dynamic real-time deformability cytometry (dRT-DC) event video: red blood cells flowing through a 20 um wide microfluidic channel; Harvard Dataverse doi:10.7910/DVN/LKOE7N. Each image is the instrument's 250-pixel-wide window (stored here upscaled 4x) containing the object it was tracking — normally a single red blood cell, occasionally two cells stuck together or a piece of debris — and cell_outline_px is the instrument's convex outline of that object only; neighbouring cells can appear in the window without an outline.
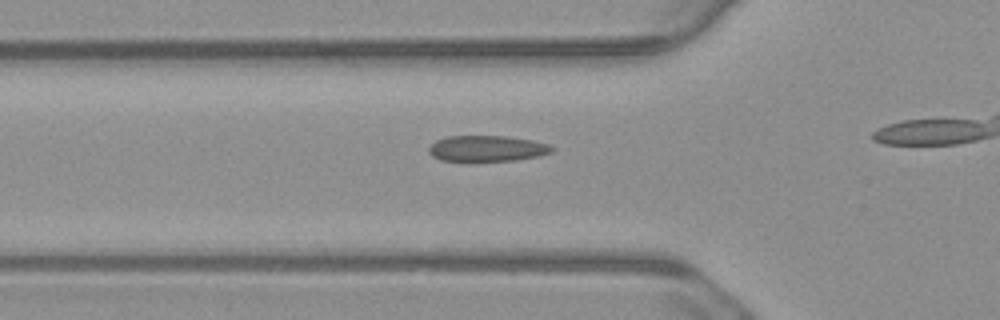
{"species": "common noctule bat (a hibernating species)", "species_latin": "Nyctalus noctula", "temperature_condition": "warm", "stored_images_in_passage": 13, "camera_frame_rate_fps": 3000, "um_per_image_px": 0.085, "animal": {"sex": "male", "body_mass_g": 23.1, "forearm_length_mm": 52.7}, "frame": {"image": 1, "passage_image": 8, "time_ms": 2.333, "image_size_px": [1000, 320], "cell_outline_px": [[556, 148], [552, 152], [540, 156], [516, 160], [440, 160], [432, 156], [428, 152], [428, 148], [436, 140], [448, 136], [504, 136], [532, 140], [548, 144]], "centroid_in_image_um": [41.42, 12.61], "position_along_channel_um": 84.4, "area_um2": 18.44}}
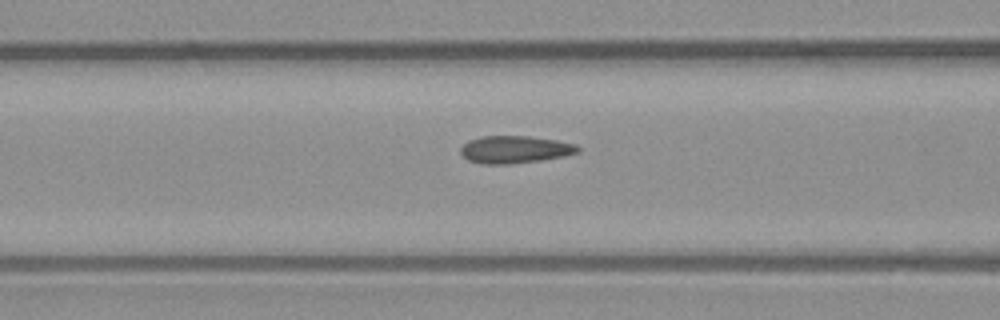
{"frame": {"image": 2, "passage_image": 11, "time_ms": 3.333, "image_size_px": [1000, 320], "cell_outline_px": [[580, 152], [564, 156], [540, 160], [512, 164], [480, 164], [468, 160], [460, 152], [460, 148], [468, 140], [480, 136], [528, 136], [556, 140], [576, 144], [580, 148]], "centroid_in_image_um": [43.75, 12.71], "position_along_channel_um": 122.8, "area_um2": 18.84}}